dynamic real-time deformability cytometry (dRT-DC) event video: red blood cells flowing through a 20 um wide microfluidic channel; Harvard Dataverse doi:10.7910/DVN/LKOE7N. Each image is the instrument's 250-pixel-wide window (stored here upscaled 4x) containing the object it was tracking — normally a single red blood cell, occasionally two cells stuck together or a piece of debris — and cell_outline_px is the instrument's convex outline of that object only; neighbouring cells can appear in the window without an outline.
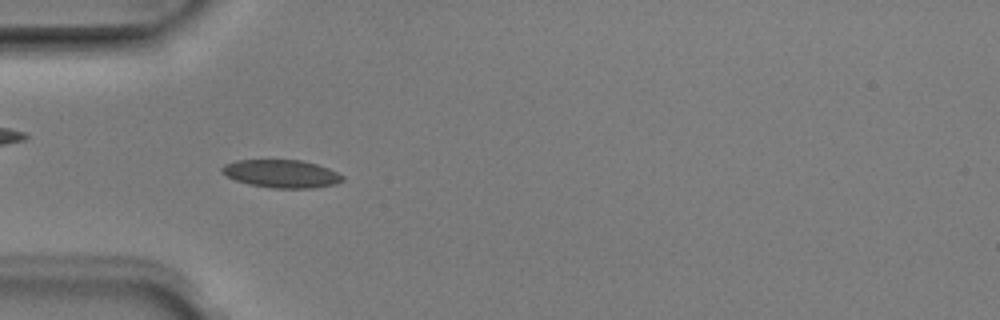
{"species": "Egyptian fruit bat (a non-hibernating species)", "species_latin": "Rousettus aegyptiacus", "temperature_condition": "room temperature", "stored_images_in_passage": 5, "camera_frame_rate_fps": 3000, "um_per_image_px": 0.085, "animal": {"sex": "male"}, "frame": {"image": 1, "passage_image": 3, "time_ms": 0.667, "image_size_px": [1000, 320], "cell_outline_px": [[344, 180], [336, 184], [312, 188], [272, 188], [248, 184], [236, 180], [220, 172], [220, 168], [224, 164], [236, 160], [300, 160], [316, 164], [328, 168], [344, 176]], "centroid_in_image_um": [23.91, 14.77], "position_along_channel_um": 61.1, "area_um2": 19.65}}
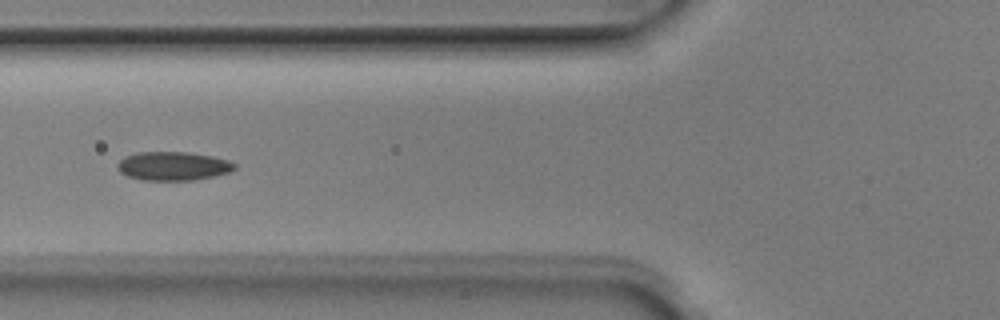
{"frame": {"image": 2, "passage_image": 4, "time_ms": 1.0, "image_size_px": [1000, 320], "cell_outline_px": [[236, 168], [228, 172], [212, 176], [192, 180], [144, 180], [128, 176], [120, 172], [116, 164], [124, 156], [136, 152], [188, 152], [212, 156], [228, 160], [236, 164]], "centroid_in_image_um": [14.69, 14.1], "position_along_channel_um": 111.1, "area_um2": 19.54}}
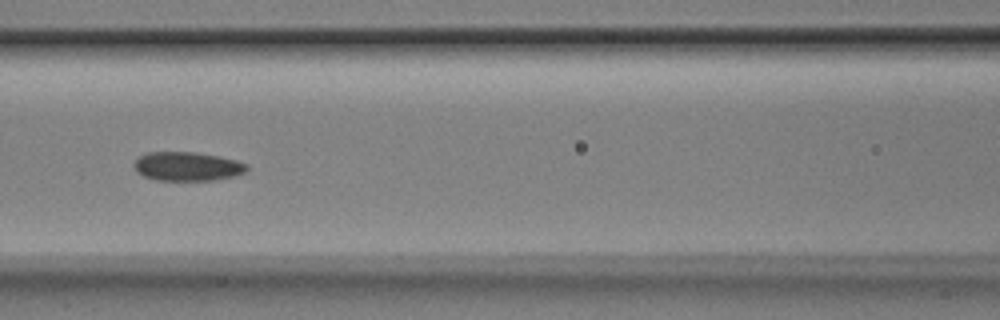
{"frame": {"image": 3, "passage_image": 5, "time_ms": 1.333, "image_size_px": [1000, 320], "cell_outline_px": [[248, 168], [244, 172], [236, 176], [212, 180], [156, 180], [144, 176], [136, 172], [132, 164], [140, 156], [148, 152], [196, 152], [220, 156], [236, 160], [248, 164]], "centroid_in_image_um": [15.92, 14.14], "position_along_channel_um": 150.7, "area_um2": 19.13}}